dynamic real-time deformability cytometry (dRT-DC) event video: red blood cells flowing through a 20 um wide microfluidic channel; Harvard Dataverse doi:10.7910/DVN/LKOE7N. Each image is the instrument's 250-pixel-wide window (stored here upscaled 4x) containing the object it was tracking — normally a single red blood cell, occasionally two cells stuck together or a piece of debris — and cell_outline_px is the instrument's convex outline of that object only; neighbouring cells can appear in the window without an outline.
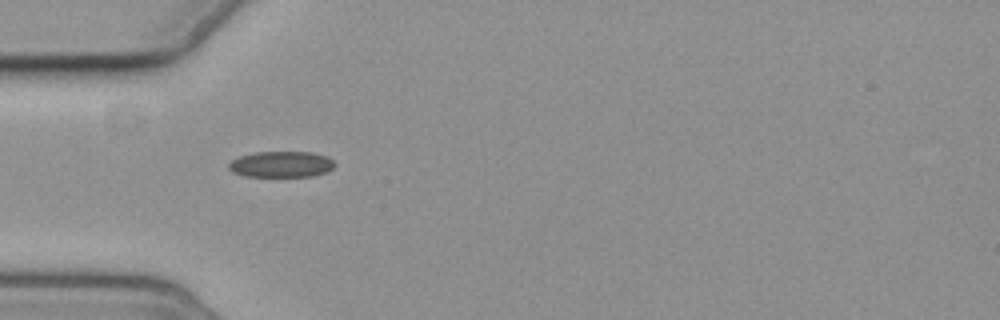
{"species": "common noctule bat (a hibernating species)", "species_latin": "Nyctalus noctula", "temperature_condition": "cold", "stored_images_in_passage": 5, "camera_frame_rate_fps": 3000, "um_per_image_px": 0.085, "animal": {"sex": "female", "body_mass_g": 19.3, "forearm_length_mm": 54.1}, "frame": {"image": 1, "passage_image": 1, "time_ms": 0.0, "image_size_px": [1000, 320], "cell_outline_px": [[336, 164], [328, 172], [312, 176], [244, 176], [232, 172], [228, 168], [228, 164], [232, 160], [240, 156], [256, 152], [312, 152], [328, 156]], "centroid_in_image_um": [23.92, 13.96], "position_along_channel_um": 61.1, "area_um2": 16.13}}
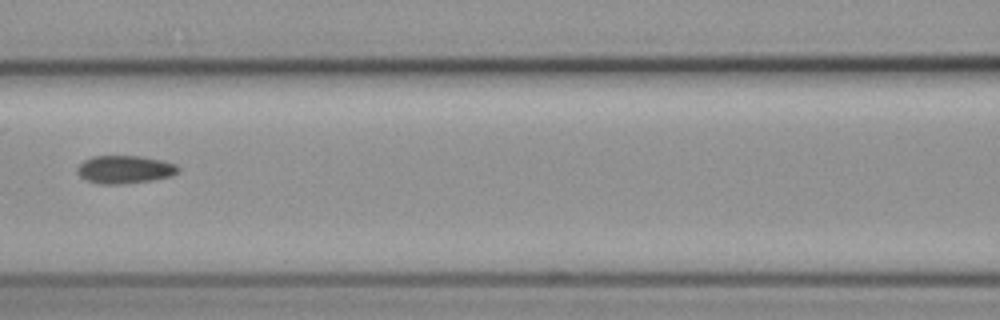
{"frame": {"image": 2, "passage_image": 3, "time_ms": 2.667, "image_size_px": [1000, 320], "cell_outline_px": [[180, 172], [172, 176], [148, 180], [120, 184], [100, 184], [88, 180], [80, 176], [76, 172], [76, 168], [84, 160], [92, 156], [140, 156], [160, 160], [176, 164], [180, 168]], "centroid_in_image_um": [10.6, 14.4], "position_along_channel_um": 156.0, "area_um2": 16.36}}
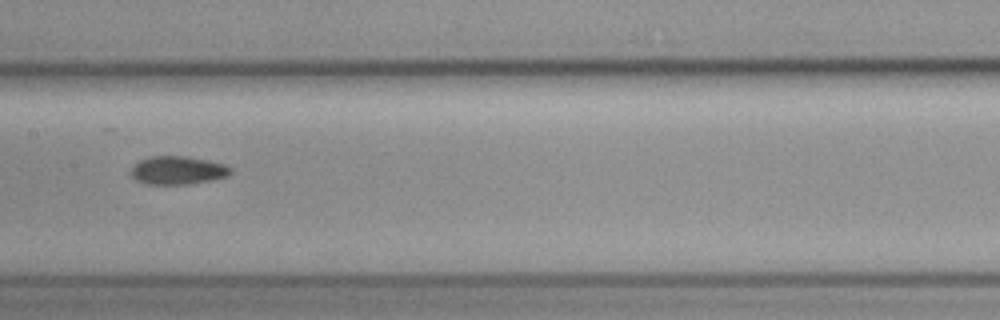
{"frame": {"image": 3, "passage_image": 4, "time_ms": 3.667, "image_size_px": [1000, 320], "cell_outline_px": [[232, 172], [228, 176], [212, 180], [188, 184], [148, 184], [136, 180], [128, 172], [140, 160], [148, 156], [188, 156], [208, 160], [224, 164], [232, 168]], "centroid_in_image_um": [15.11, 14.47], "position_along_channel_um": 192.3, "area_um2": 16.53}}